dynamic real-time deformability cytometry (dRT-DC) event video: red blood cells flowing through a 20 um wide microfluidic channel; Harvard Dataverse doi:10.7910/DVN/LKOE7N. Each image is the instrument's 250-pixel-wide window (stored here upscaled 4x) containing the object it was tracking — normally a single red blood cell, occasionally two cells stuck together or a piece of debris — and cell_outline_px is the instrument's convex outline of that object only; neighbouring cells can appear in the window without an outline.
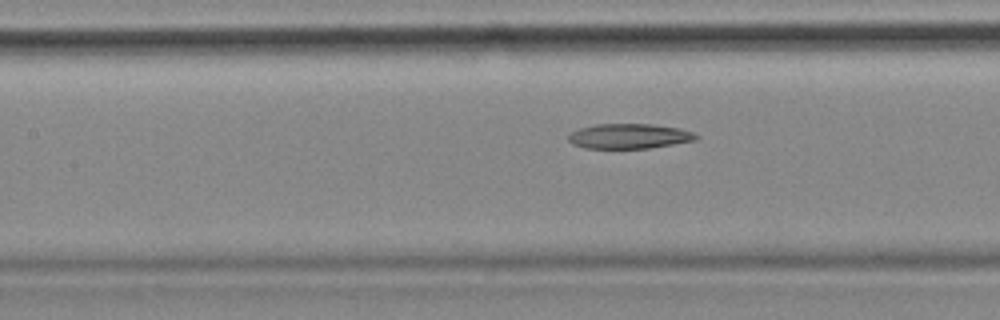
{"species": "common noctule bat (a hibernating species)", "species_latin": "Nyctalus noctula", "temperature_condition": "cold", "stored_images_in_passage": 36, "camera_frame_rate_fps": 3000, "um_per_image_px": 0.085, "animal": {"sex": "female", "body_mass_g": 18.4}, "frame": {"image": 1, "passage_image": 16, "time_ms": 5.0, "image_size_px": [1000, 320], "cell_outline_px": [[700, 136], [696, 140], [648, 148], [584, 148], [572, 144], [568, 140], [568, 136], [572, 132], [580, 128], [596, 124], [652, 124], [680, 128], [692, 132]], "centroid_in_image_um": [53.48, 11.57], "position_along_channel_um": 153.9, "area_um2": 18.5}}